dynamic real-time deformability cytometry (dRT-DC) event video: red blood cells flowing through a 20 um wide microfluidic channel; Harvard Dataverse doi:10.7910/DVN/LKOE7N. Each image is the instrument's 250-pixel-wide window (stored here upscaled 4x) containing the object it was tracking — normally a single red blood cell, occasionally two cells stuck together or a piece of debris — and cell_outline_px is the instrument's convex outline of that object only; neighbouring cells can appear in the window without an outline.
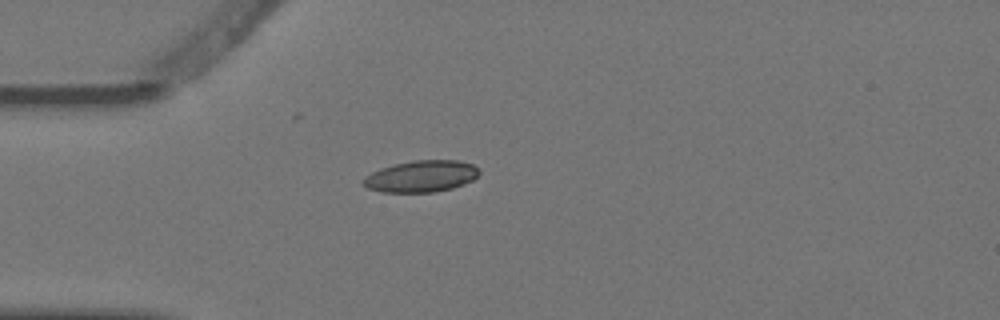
{"species": "Egyptian fruit bat (a non-hibernating species)", "species_latin": "Rousettus aegyptiacus", "temperature_condition": "warm", "stored_images_in_passage": 4, "camera_frame_rate_fps": 3000, "um_per_image_px": 0.085, "animal": {"sex": "female"}, "frame": {"image": 1, "passage_image": 1, "time_ms": 0.0, "image_size_px": [1000, 320], "cell_outline_px": [[480, 172], [472, 180], [464, 184], [452, 188], [432, 192], [380, 192], [368, 188], [360, 184], [360, 180], [364, 176], [380, 168], [392, 164], [416, 160], [460, 160], [472, 164], [480, 168]], "centroid_in_image_um": [35.76, 14.98], "position_along_channel_um": 49.2, "area_um2": 21.62}}
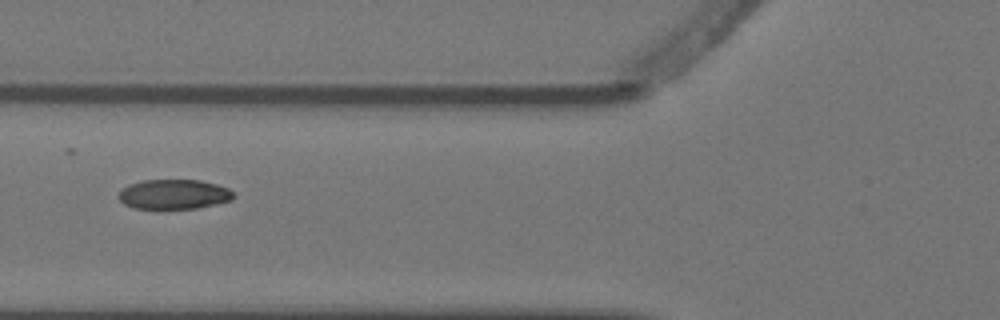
{"frame": {"image": 2, "passage_image": 3, "time_ms": 0.667, "image_size_px": [1000, 320], "cell_outline_px": [[236, 196], [232, 200], [196, 208], [160, 212], [132, 208], [124, 204], [120, 200], [120, 192], [128, 184], [144, 180], [200, 180], [216, 184], [228, 188]], "centroid_in_image_um": [14.75, 16.56], "position_along_channel_um": 111.0, "area_um2": 20.63}}
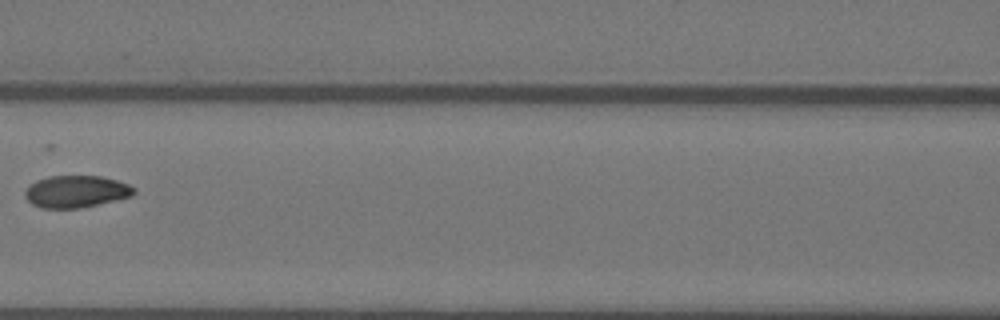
{"frame": {"image": 3, "passage_image": 4, "time_ms": 1.0, "image_size_px": [1000, 320], "cell_outline_px": [[136, 192], [132, 196], [80, 208], [44, 208], [32, 204], [24, 196], [24, 192], [28, 184], [36, 180], [48, 176], [100, 176], [116, 180], [128, 184], [136, 188]], "centroid_in_image_um": [6.45, 16.27], "position_along_channel_um": 160.2, "area_um2": 20.4}}